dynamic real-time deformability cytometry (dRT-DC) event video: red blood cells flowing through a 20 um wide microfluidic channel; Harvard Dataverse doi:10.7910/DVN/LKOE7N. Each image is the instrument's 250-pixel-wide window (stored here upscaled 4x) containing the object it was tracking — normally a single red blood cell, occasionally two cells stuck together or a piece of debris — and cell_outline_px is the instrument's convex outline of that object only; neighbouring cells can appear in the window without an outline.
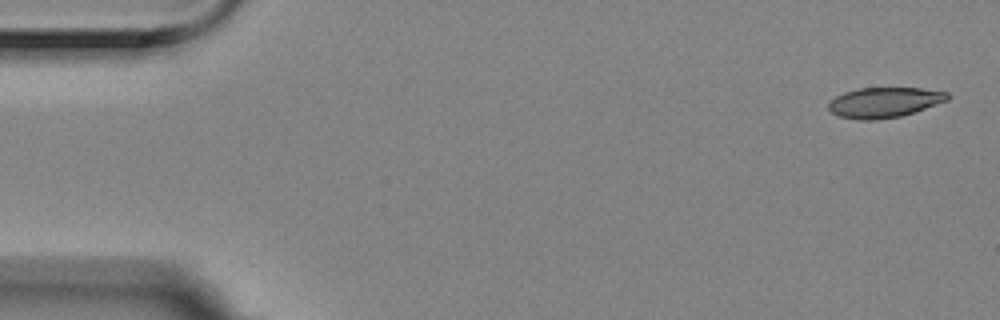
{"species": "Egyptian fruit bat (a non-hibernating species)", "species_latin": "Rousettus aegyptiacus", "temperature_condition": "room temperature", "stored_images_in_passage": 4, "camera_frame_rate_fps": 3000, "um_per_image_px": 0.085, "animal": {"sex": "female"}, "frame": {"image": 1, "passage_image": 1, "time_ms": 0.0, "image_size_px": [1000, 320], "cell_outline_px": [[952, 96], [948, 100], [900, 116], [872, 120], [860, 120], [840, 116], [832, 112], [828, 108], [828, 104], [836, 96], [844, 92], [860, 88], [920, 88], [948, 92]], "centroid_in_image_um": [75.17, 8.69], "position_along_channel_um": 9.8, "area_um2": 20.69}}